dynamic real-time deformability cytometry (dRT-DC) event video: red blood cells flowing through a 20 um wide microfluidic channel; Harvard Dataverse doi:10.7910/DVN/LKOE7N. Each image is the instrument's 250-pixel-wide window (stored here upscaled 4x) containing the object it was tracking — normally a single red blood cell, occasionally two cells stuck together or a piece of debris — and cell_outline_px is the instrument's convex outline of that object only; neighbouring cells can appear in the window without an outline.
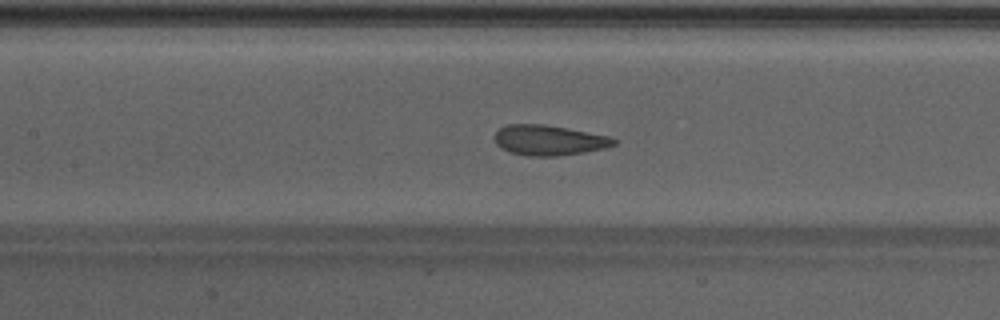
{"species": "Egyptian fruit bat (a non-hibernating species)", "species_latin": "Rousettus aegyptiacus", "temperature_condition": "warm", "stored_images_in_passage": 38, "camera_frame_rate_fps": 3000, "um_per_image_px": 0.085, "animal": {"sex": "male"}, "frame": {"image": 1, "passage_image": 12, "time_ms": 3.667, "image_size_px": [1000, 320], "cell_outline_px": [[616, 144], [608, 148], [584, 152], [556, 156], [528, 156], [512, 152], [500, 148], [496, 144], [492, 136], [500, 128], [508, 124], [544, 124], [608, 136], [616, 140]], "centroid_in_image_um": [46.63, 11.92], "position_along_channel_um": 160.8, "area_um2": 20.98}}
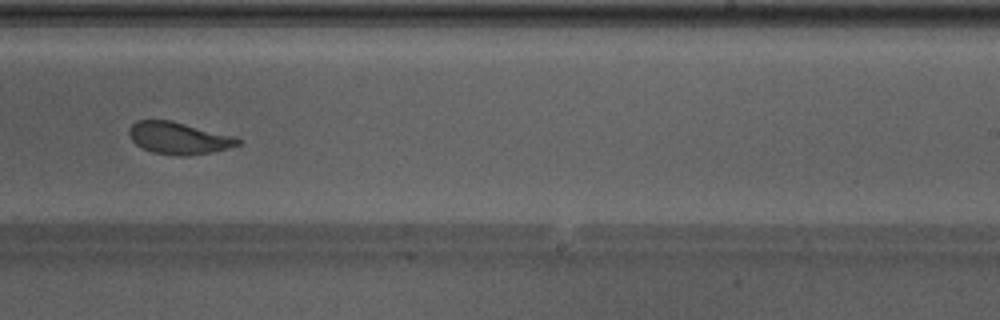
{"frame": {"image": 2, "passage_image": 20, "time_ms": 6.333, "image_size_px": [1000, 320], "cell_outline_px": [[240, 144], [228, 148], [212, 152], [188, 156], [176, 156], [152, 152], [136, 144], [132, 140], [128, 132], [128, 128], [136, 120], [172, 120], [236, 136], [240, 140]], "centroid_in_image_um": [15.2, 11.73], "position_along_channel_um": 273.8, "area_um2": 20.52}}
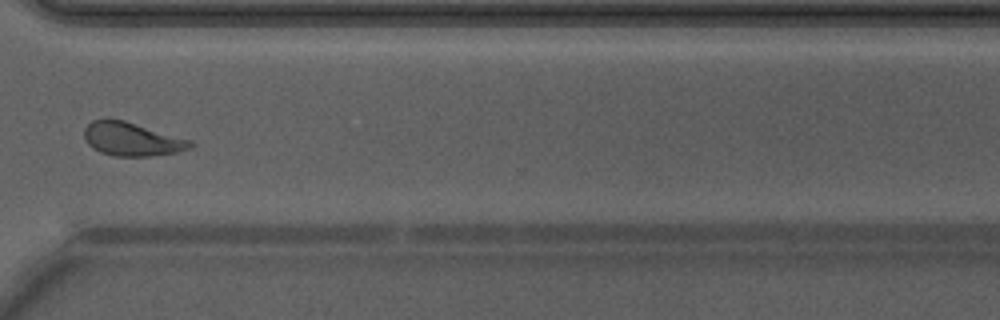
{"frame": {"image": 3, "passage_image": 26, "time_ms": 8.333, "image_size_px": [1000, 320], "cell_outline_px": [[196, 144], [192, 148], [176, 152], [152, 156], [116, 156], [100, 152], [92, 148], [88, 144], [84, 136], [84, 128], [92, 120], [104, 116], [108, 116], [124, 120], [192, 140]], "centroid_in_image_um": [11.19, 11.8], "position_along_channel_um": 359.4, "area_um2": 21.21}, "authors_computed_cell_mechanics": {"area_um2": 21.3282, "velocity_mm_per_s": 4.2596, "shape_relaxation_time_tau1_ms": 4.7102, "shape_relaxation_time_tau2_ms": 0.9671, "deformation_change_tau1": 0.1407, "deformation_change_tau2": 0.0855}}